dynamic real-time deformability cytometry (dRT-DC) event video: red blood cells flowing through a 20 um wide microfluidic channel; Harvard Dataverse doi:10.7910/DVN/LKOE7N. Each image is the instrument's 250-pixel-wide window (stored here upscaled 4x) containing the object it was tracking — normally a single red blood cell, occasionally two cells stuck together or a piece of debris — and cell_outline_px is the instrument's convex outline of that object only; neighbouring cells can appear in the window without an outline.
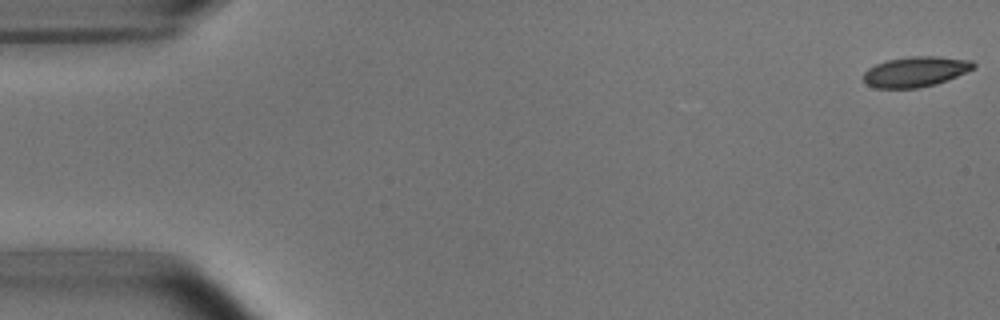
{"species": "common noctule bat (a hibernating species)", "species_latin": "Nyctalus noctula", "temperature_condition": "room temperature", "stored_images_in_passage": 5, "camera_frame_rate_fps": 3000, "um_per_image_px": 0.085, "animal": {"sex": "male", "body_mass_g": 15.6}, "frame": {"image": 1, "passage_image": 1, "time_ms": 0.0, "image_size_px": [1000, 320], "cell_outline_px": [[976, 68], [948, 80], [936, 84], [920, 88], [876, 88], [868, 84], [864, 80], [864, 72], [868, 68], [876, 64], [888, 60], [908, 56], [936, 56], [972, 60], [976, 64]], "centroid_in_image_um": [77.87, 6.09], "position_along_channel_um": 7.1, "area_um2": 19.54}}
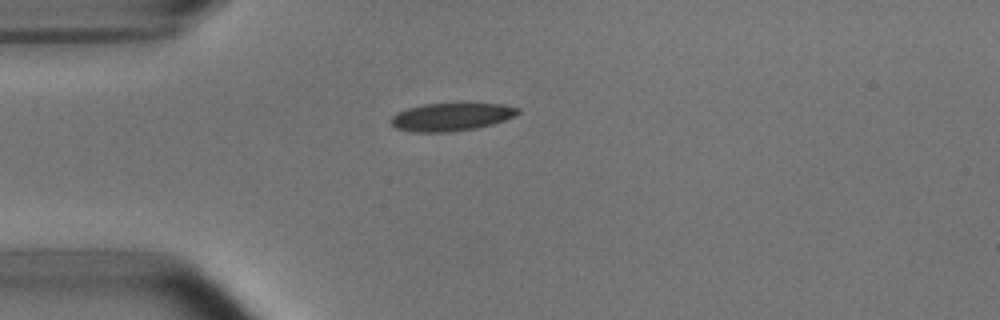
{"frame": {"image": 2, "passage_image": 5, "time_ms": 4.333, "image_size_px": [1000, 320], "cell_outline_px": [[520, 112], [516, 116], [492, 124], [476, 128], [448, 132], [412, 132], [396, 128], [392, 124], [392, 116], [396, 112], [408, 108], [424, 104], [464, 100], [504, 104], [520, 108]], "centroid_in_image_um": [38.43, 9.87], "position_along_channel_um": 46.6, "area_um2": 21.68}}